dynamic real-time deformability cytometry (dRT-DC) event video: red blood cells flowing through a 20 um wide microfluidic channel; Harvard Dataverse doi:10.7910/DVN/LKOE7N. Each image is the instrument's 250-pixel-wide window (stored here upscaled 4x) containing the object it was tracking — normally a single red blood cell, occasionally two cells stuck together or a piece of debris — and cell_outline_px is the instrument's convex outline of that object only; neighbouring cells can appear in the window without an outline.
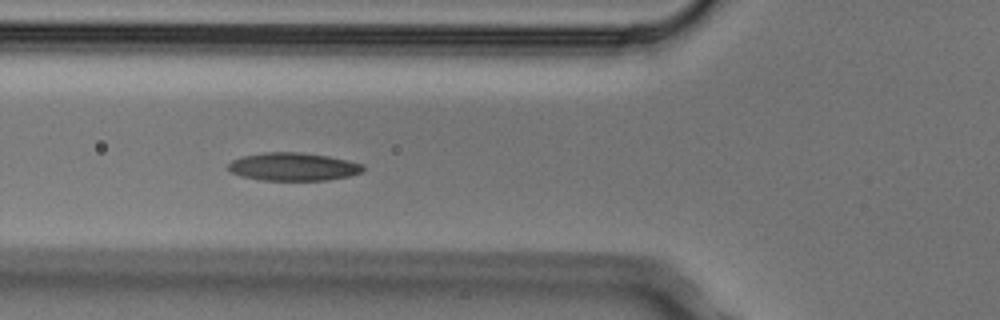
{"species": "Egyptian fruit bat (a non-hibernating species)", "species_latin": "Rousettus aegyptiacus", "temperature_condition": "cold", "stored_images_in_passage": 7, "camera_frame_rate_fps": 3000, "um_per_image_px": 0.085, "animal": {"sex": "male"}, "frame": {"image": 1, "passage_image": 6, "time_ms": 1.667, "image_size_px": [1000, 320], "cell_outline_px": [[364, 172], [348, 176], [328, 180], [264, 180], [240, 176], [232, 172], [228, 168], [228, 164], [232, 160], [240, 156], [264, 152], [300, 152], [328, 156], [348, 160], [364, 164]], "centroid_in_image_um": [24.94, 14.16], "position_along_channel_um": 100.9, "area_um2": 22.14}}